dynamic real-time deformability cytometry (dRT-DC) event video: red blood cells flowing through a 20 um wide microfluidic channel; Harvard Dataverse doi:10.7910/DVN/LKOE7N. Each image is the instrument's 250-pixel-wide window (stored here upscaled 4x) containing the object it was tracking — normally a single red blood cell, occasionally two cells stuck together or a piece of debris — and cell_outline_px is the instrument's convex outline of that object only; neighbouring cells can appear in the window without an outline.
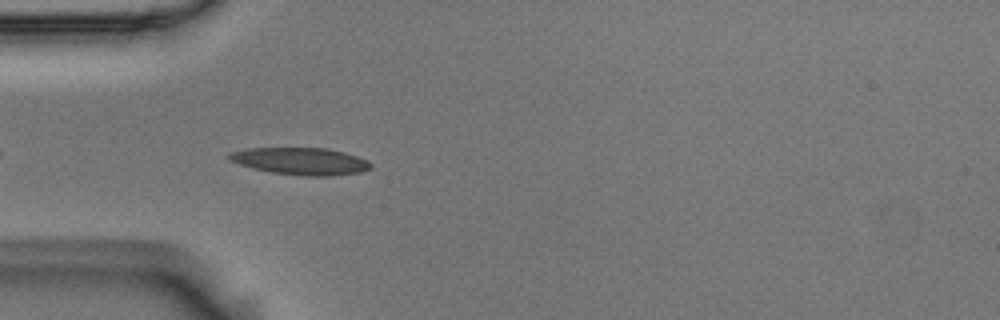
{"species": "Egyptian fruit bat (a non-hibernating species)", "species_latin": "Rousettus aegyptiacus", "temperature_condition": "room temperature", "stored_images_in_passage": 20, "camera_frame_rate_fps": 3000, "um_per_image_px": 0.085, "animal": {"sex": "male"}, "frame": {"image": 1, "passage_image": 4, "time_ms": 1.0, "image_size_px": [1000, 320], "cell_outline_px": [[372, 168], [360, 172], [332, 176], [304, 176], [272, 172], [252, 168], [228, 160], [228, 152], [248, 148], [324, 148], [344, 152], [368, 160], [372, 164]], "centroid_in_image_um": [25.55, 13.7], "position_along_channel_um": 59.4, "area_um2": 22.43}}
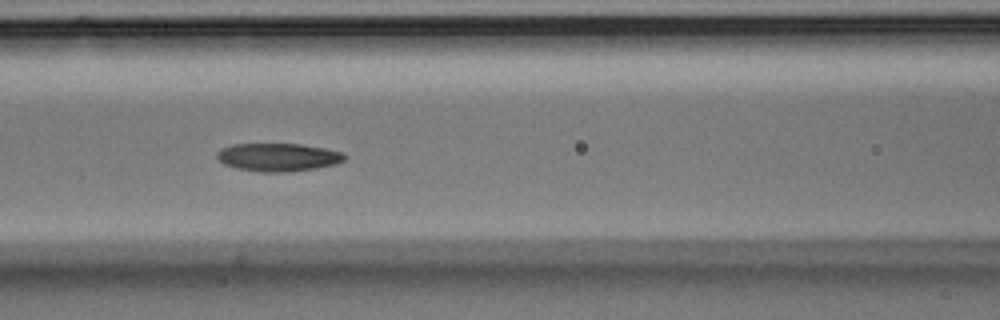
{"frame": {"image": 2, "passage_image": 11, "time_ms": 3.333, "image_size_px": [1000, 320], "cell_outline_px": [[348, 156], [344, 160], [336, 164], [316, 168], [284, 172], [260, 172], [236, 168], [224, 164], [216, 156], [216, 152], [220, 148], [232, 144], [300, 144], [324, 148], [344, 152]], "centroid_in_image_um": [23.64, 13.36], "position_along_channel_um": 143.0, "area_um2": 20.98}}
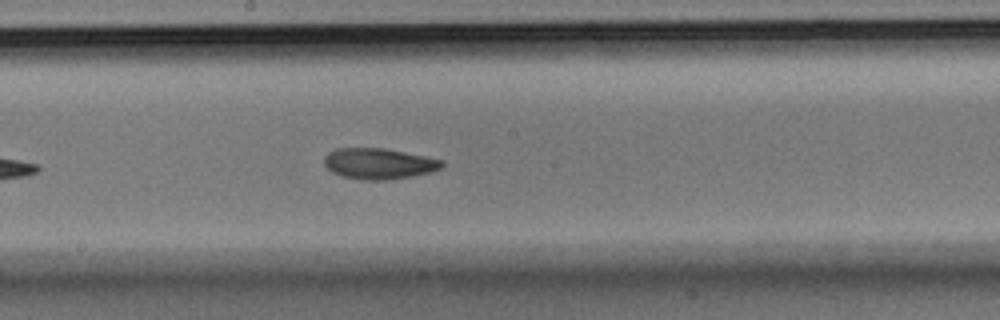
{"frame": {"image": 3, "passage_image": 17, "time_ms": 5.333, "image_size_px": [1000, 320], "cell_outline_px": [[444, 164], [440, 168], [432, 172], [412, 176], [388, 180], [364, 180], [340, 176], [332, 172], [324, 164], [324, 156], [328, 152], [336, 148], [384, 148], [444, 160]], "centroid_in_image_um": [32.18, 13.91], "position_along_channel_um": 216.0, "area_um2": 21.27}}